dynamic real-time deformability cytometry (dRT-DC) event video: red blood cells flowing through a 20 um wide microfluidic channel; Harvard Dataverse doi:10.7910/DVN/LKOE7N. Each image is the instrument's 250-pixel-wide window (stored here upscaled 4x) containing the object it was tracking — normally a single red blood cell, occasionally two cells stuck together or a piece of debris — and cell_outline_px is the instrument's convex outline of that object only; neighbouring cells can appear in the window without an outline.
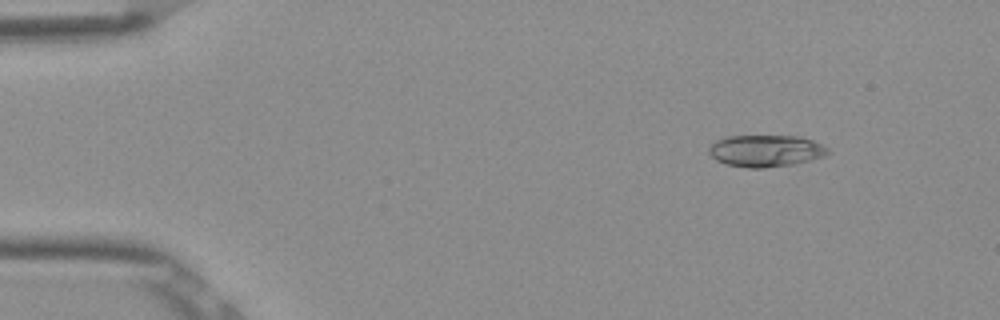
{"species": "Egyptian fruit bat (a non-hibernating species)", "species_latin": "Rousettus aegyptiacus", "temperature_condition": "room temperature", "stored_images_in_passage": 4, "camera_frame_rate_fps": 3000, "um_per_image_px": 0.085, "frame": {"image": 1, "passage_image": 2, "time_ms": 0.333, "image_size_px": [1000, 320], "cell_outline_px": [[828, 152], [824, 156], [812, 160], [792, 164], [764, 168], [748, 168], [728, 164], [716, 160], [708, 152], [708, 148], [716, 140], [728, 136], [800, 136], [812, 140], [828, 148]], "centroid_in_image_um": [65.08, 12.82], "position_along_channel_um": 19.9, "area_um2": 21.96}}